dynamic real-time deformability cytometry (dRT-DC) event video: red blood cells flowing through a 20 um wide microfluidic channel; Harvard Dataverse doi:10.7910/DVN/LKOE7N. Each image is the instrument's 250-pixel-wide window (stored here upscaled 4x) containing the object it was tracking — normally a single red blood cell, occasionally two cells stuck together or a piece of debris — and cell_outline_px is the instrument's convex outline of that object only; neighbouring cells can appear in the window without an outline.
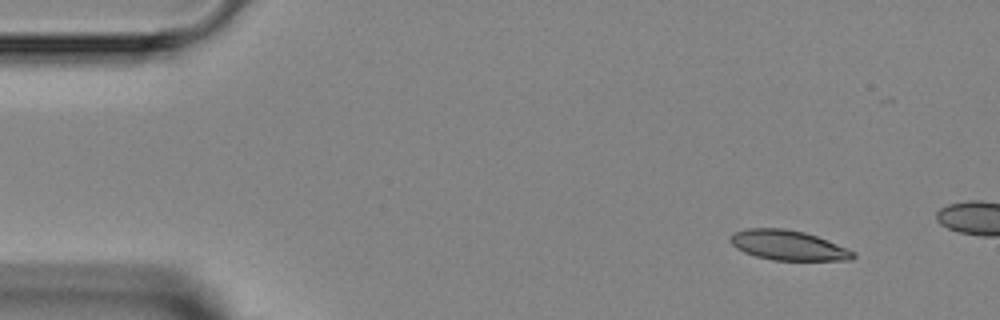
{"species": "Egyptian fruit bat (a non-hibernating species)", "species_latin": "Rousettus aegyptiacus", "temperature_condition": "room temperature", "stored_images_in_passage": 4, "camera_frame_rate_fps": 3000, "um_per_image_px": 0.085, "animal": {"sex": "female"}, "frame": {"image": 1, "passage_image": 1, "time_ms": 0.0, "image_size_px": [1000, 320], "cell_outline_px": [[856, 256], [852, 260], [772, 260], [756, 256], [744, 252], [736, 248], [728, 240], [728, 236], [732, 232], [748, 228], [784, 228], [804, 232], [816, 236], [848, 248], [856, 252]], "centroid_in_image_um": [66.97, 20.84], "position_along_channel_um": 18.0, "area_um2": 21.56}}